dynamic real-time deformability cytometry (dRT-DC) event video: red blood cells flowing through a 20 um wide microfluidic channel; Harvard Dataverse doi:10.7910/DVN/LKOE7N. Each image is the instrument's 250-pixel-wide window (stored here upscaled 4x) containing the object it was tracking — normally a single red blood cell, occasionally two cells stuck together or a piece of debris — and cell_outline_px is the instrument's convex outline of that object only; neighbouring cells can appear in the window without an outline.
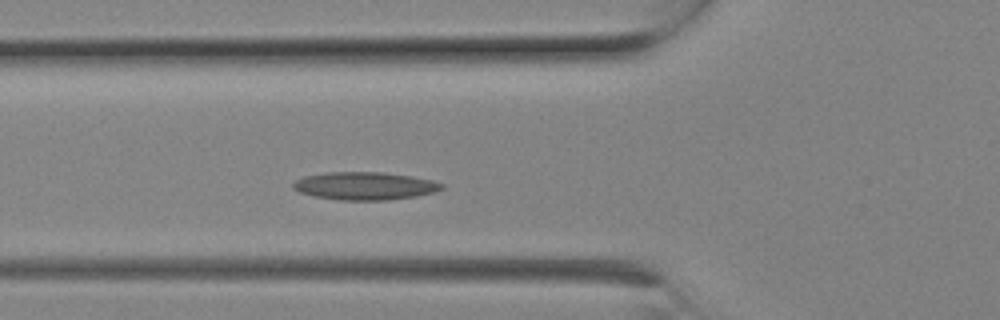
{"species": "Egyptian fruit bat (a non-hibernating species)", "species_latin": "Rousettus aegyptiacus", "temperature_condition": "room temperature", "stored_images_in_passage": 6, "camera_frame_rate_fps": 3000, "um_per_image_px": 0.085, "animal": {"sex": "female"}, "frame": {"image": 1, "passage_image": 6, "time_ms": 1.667, "image_size_px": [1000, 320], "cell_outline_px": [[444, 188], [432, 192], [416, 196], [388, 200], [340, 200], [312, 196], [300, 192], [292, 188], [292, 184], [296, 180], [304, 176], [328, 172], [380, 172], [412, 176], [432, 180], [444, 184]], "centroid_in_image_um": [30.99, 15.8], "position_along_channel_um": 94.8, "area_um2": 24.1}}